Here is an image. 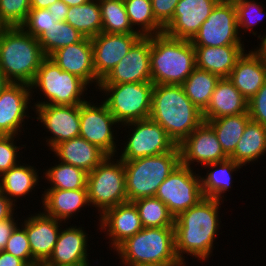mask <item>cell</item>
Listing matches in <instances>:
<instances>
[{
	"instance_id": "1",
	"label": "cell",
	"mask_w": 266,
	"mask_h": 266,
	"mask_svg": "<svg viewBox=\"0 0 266 266\" xmlns=\"http://www.w3.org/2000/svg\"><path fill=\"white\" fill-rule=\"evenodd\" d=\"M223 203L224 201L204 197L175 218V249L180 261L187 263V256H190L191 259L205 263L213 256L216 236L221 234L219 229L222 222L219 211Z\"/></svg>"
},
{
	"instance_id": "2",
	"label": "cell",
	"mask_w": 266,
	"mask_h": 266,
	"mask_svg": "<svg viewBox=\"0 0 266 266\" xmlns=\"http://www.w3.org/2000/svg\"><path fill=\"white\" fill-rule=\"evenodd\" d=\"M151 120L180 145L204 120L202 111L186 96L182 85L154 84Z\"/></svg>"
},
{
	"instance_id": "3",
	"label": "cell",
	"mask_w": 266,
	"mask_h": 266,
	"mask_svg": "<svg viewBox=\"0 0 266 266\" xmlns=\"http://www.w3.org/2000/svg\"><path fill=\"white\" fill-rule=\"evenodd\" d=\"M45 58L38 39L21 26L2 29L0 69L10 82L30 85Z\"/></svg>"
},
{
	"instance_id": "4",
	"label": "cell",
	"mask_w": 266,
	"mask_h": 266,
	"mask_svg": "<svg viewBox=\"0 0 266 266\" xmlns=\"http://www.w3.org/2000/svg\"><path fill=\"white\" fill-rule=\"evenodd\" d=\"M150 65L153 84L182 85L196 68L195 48L165 32L150 36Z\"/></svg>"
},
{
	"instance_id": "5",
	"label": "cell",
	"mask_w": 266,
	"mask_h": 266,
	"mask_svg": "<svg viewBox=\"0 0 266 266\" xmlns=\"http://www.w3.org/2000/svg\"><path fill=\"white\" fill-rule=\"evenodd\" d=\"M115 251L122 266L185 263L176 254L174 227L143 228Z\"/></svg>"
},
{
	"instance_id": "6",
	"label": "cell",
	"mask_w": 266,
	"mask_h": 266,
	"mask_svg": "<svg viewBox=\"0 0 266 266\" xmlns=\"http://www.w3.org/2000/svg\"><path fill=\"white\" fill-rule=\"evenodd\" d=\"M88 87L90 88L80 77L63 71L51 58L46 57L30 84L32 100L34 92L40 96L42 94V100L34 101L32 104L79 105L87 101Z\"/></svg>"
},
{
	"instance_id": "7",
	"label": "cell",
	"mask_w": 266,
	"mask_h": 266,
	"mask_svg": "<svg viewBox=\"0 0 266 266\" xmlns=\"http://www.w3.org/2000/svg\"><path fill=\"white\" fill-rule=\"evenodd\" d=\"M128 202L155 197L161 183L181 163L180 148L135 160H122Z\"/></svg>"
},
{
	"instance_id": "8",
	"label": "cell",
	"mask_w": 266,
	"mask_h": 266,
	"mask_svg": "<svg viewBox=\"0 0 266 266\" xmlns=\"http://www.w3.org/2000/svg\"><path fill=\"white\" fill-rule=\"evenodd\" d=\"M153 86L152 82L99 84L98 90L121 126L150 117Z\"/></svg>"
},
{
	"instance_id": "9",
	"label": "cell",
	"mask_w": 266,
	"mask_h": 266,
	"mask_svg": "<svg viewBox=\"0 0 266 266\" xmlns=\"http://www.w3.org/2000/svg\"><path fill=\"white\" fill-rule=\"evenodd\" d=\"M107 156L87 175L88 200L100 217L107 209L128 202L123 161Z\"/></svg>"
},
{
	"instance_id": "10",
	"label": "cell",
	"mask_w": 266,
	"mask_h": 266,
	"mask_svg": "<svg viewBox=\"0 0 266 266\" xmlns=\"http://www.w3.org/2000/svg\"><path fill=\"white\" fill-rule=\"evenodd\" d=\"M125 127L123 131L127 134L125 135L126 141L123 144L124 147L117 158L121 160H135L147 156H155L172 151L177 145L168 136L166 130L154 122L150 118L133 121L121 125Z\"/></svg>"
},
{
	"instance_id": "11",
	"label": "cell",
	"mask_w": 266,
	"mask_h": 266,
	"mask_svg": "<svg viewBox=\"0 0 266 266\" xmlns=\"http://www.w3.org/2000/svg\"><path fill=\"white\" fill-rule=\"evenodd\" d=\"M88 100L79 104L80 116V134L82 138L96 145L108 156H118L120 144L117 132L121 128L120 124L108 110L106 104L102 101ZM116 125V126H115ZM116 130H115V128ZM115 132V133H114ZM117 142V143H116Z\"/></svg>"
},
{
	"instance_id": "12",
	"label": "cell",
	"mask_w": 266,
	"mask_h": 266,
	"mask_svg": "<svg viewBox=\"0 0 266 266\" xmlns=\"http://www.w3.org/2000/svg\"><path fill=\"white\" fill-rule=\"evenodd\" d=\"M194 170L180 163L157 190L155 197L167 206L174 218L204 198L198 173L201 169Z\"/></svg>"
},
{
	"instance_id": "13",
	"label": "cell",
	"mask_w": 266,
	"mask_h": 266,
	"mask_svg": "<svg viewBox=\"0 0 266 266\" xmlns=\"http://www.w3.org/2000/svg\"><path fill=\"white\" fill-rule=\"evenodd\" d=\"M190 41L193 46L244 45L238 31L234 1L220 0Z\"/></svg>"
},
{
	"instance_id": "14",
	"label": "cell",
	"mask_w": 266,
	"mask_h": 266,
	"mask_svg": "<svg viewBox=\"0 0 266 266\" xmlns=\"http://www.w3.org/2000/svg\"><path fill=\"white\" fill-rule=\"evenodd\" d=\"M31 89L25 83L10 82L0 93V135L20 136L30 116ZM27 120V121H25ZM24 123V124H23ZM24 131V132H22Z\"/></svg>"
},
{
	"instance_id": "15",
	"label": "cell",
	"mask_w": 266,
	"mask_h": 266,
	"mask_svg": "<svg viewBox=\"0 0 266 266\" xmlns=\"http://www.w3.org/2000/svg\"><path fill=\"white\" fill-rule=\"evenodd\" d=\"M34 107V120L37 119L50 136H45L48 150L57 144L80 134L79 105H51ZM52 135V136H51ZM50 137V138H49Z\"/></svg>"
},
{
	"instance_id": "16",
	"label": "cell",
	"mask_w": 266,
	"mask_h": 266,
	"mask_svg": "<svg viewBox=\"0 0 266 266\" xmlns=\"http://www.w3.org/2000/svg\"><path fill=\"white\" fill-rule=\"evenodd\" d=\"M178 146L181 164L193 169L229 158L224 153L213 128L205 121Z\"/></svg>"
},
{
	"instance_id": "17",
	"label": "cell",
	"mask_w": 266,
	"mask_h": 266,
	"mask_svg": "<svg viewBox=\"0 0 266 266\" xmlns=\"http://www.w3.org/2000/svg\"><path fill=\"white\" fill-rule=\"evenodd\" d=\"M141 37L139 33L101 32L91 38L96 77L103 80Z\"/></svg>"
},
{
	"instance_id": "18",
	"label": "cell",
	"mask_w": 266,
	"mask_h": 266,
	"mask_svg": "<svg viewBox=\"0 0 266 266\" xmlns=\"http://www.w3.org/2000/svg\"><path fill=\"white\" fill-rule=\"evenodd\" d=\"M152 82L150 36L141 37L100 84Z\"/></svg>"
},
{
	"instance_id": "19",
	"label": "cell",
	"mask_w": 266,
	"mask_h": 266,
	"mask_svg": "<svg viewBox=\"0 0 266 266\" xmlns=\"http://www.w3.org/2000/svg\"><path fill=\"white\" fill-rule=\"evenodd\" d=\"M63 223L41 210L20 220L29 240L32 257L41 266L52 255Z\"/></svg>"
},
{
	"instance_id": "20",
	"label": "cell",
	"mask_w": 266,
	"mask_h": 266,
	"mask_svg": "<svg viewBox=\"0 0 266 266\" xmlns=\"http://www.w3.org/2000/svg\"><path fill=\"white\" fill-rule=\"evenodd\" d=\"M98 219V229L109 239L111 251L143 229L138 209L133 202H125L109 208Z\"/></svg>"
},
{
	"instance_id": "21",
	"label": "cell",
	"mask_w": 266,
	"mask_h": 266,
	"mask_svg": "<svg viewBox=\"0 0 266 266\" xmlns=\"http://www.w3.org/2000/svg\"><path fill=\"white\" fill-rule=\"evenodd\" d=\"M63 226L52 255L42 266H91L88 259L90 240L84 227Z\"/></svg>"
},
{
	"instance_id": "22",
	"label": "cell",
	"mask_w": 266,
	"mask_h": 266,
	"mask_svg": "<svg viewBox=\"0 0 266 266\" xmlns=\"http://www.w3.org/2000/svg\"><path fill=\"white\" fill-rule=\"evenodd\" d=\"M220 0H180L164 32L174 38L191 40Z\"/></svg>"
},
{
	"instance_id": "23",
	"label": "cell",
	"mask_w": 266,
	"mask_h": 266,
	"mask_svg": "<svg viewBox=\"0 0 266 266\" xmlns=\"http://www.w3.org/2000/svg\"><path fill=\"white\" fill-rule=\"evenodd\" d=\"M51 58L63 71L74 74L89 86L98 89L100 80L94 70L91 38L84 37L80 42L55 51Z\"/></svg>"
},
{
	"instance_id": "24",
	"label": "cell",
	"mask_w": 266,
	"mask_h": 266,
	"mask_svg": "<svg viewBox=\"0 0 266 266\" xmlns=\"http://www.w3.org/2000/svg\"><path fill=\"white\" fill-rule=\"evenodd\" d=\"M41 210L48 216L69 224L84 208L89 207L88 189H46L41 194ZM43 207V208H42ZM82 208V209H81ZM69 220V221H67Z\"/></svg>"
},
{
	"instance_id": "25",
	"label": "cell",
	"mask_w": 266,
	"mask_h": 266,
	"mask_svg": "<svg viewBox=\"0 0 266 266\" xmlns=\"http://www.w3.org/2000/svg\"><path fill=\"white\" fill-rule=\"evenodd\" d=\"M229 80L247 99H251L266 82V63L251 49L244 52L233 67Z\"/></svg>"
},
{
	"instance_id": "26",
	"label": "cell",
	"mask_w": 266,
	"mask_h": 266,
	"mask_svg": "<svg viewBox=\"0 0 266 266\" xmlns=\"http://www.w3.org/2000/svg\"><path fill=\"white\" fill-rule=\"evenodd\" d=\"M51 152L59 161L73 165L85 172H91L108 155L94 144L81 136L57 144Z\"/></svg>"
},
{
	"instance_id": "27",
	"label": "cell",
	"mask_w": 266,
	"mask_h": 266,
	"mask_svg": "<svg viewBox=\"0 0 266 266\" xmlns=\"http://www.w3.org/2000/svg\"><path fill=\"white\" fill-rule=\"evenodd\" d=\"M248 113V100L229 78H220L212 93L209 105L202 112L203 120Z\"/></svg>"
},
{
	"instance_id": "28",
	"label": "cell",
	"mask_w": 266,
	"mask_h": 266,
	"mask_svg": "<svg viewBox=\"0 0 266 266\" xmlns=\"http://www.w3.org/2000/svg\"><path fill=\"white\" fill-rule=\"evenodd\" d=\"M244 46H194L196 68L216 74L220 78H228L237 60L246 51Z\"/></svg>"
},
{
	"instance_id": "29",
	"label": "cell",
	"mask_w": 266,
	"mask_h": 266,
	"mask_svg": "<svg viewBox=\"0 0 266 266\" xmlns=\"http://www.w3.org/2000/svg\"><path fill=\"white\" fill-rule=\"evenodd\" d=\"M36 167L29 163L20 162L0 176V192H2L15 206L21 197L30 196L38 188L42 176ZM16 202V203H15Z\"/></svg>"
},
{
	"instance_id": "30",
	"label": "cell",
	"mask_w": 266,
	"mask_h": 266,
	"mask_svg": "<svg viewBox=\"0 0 266 266\" xmlns=\"http://www.w3.org/2000/svg\"><path fill=\"white\" fill-rule=\"evenodd\" d=\"M242 167V165L237 164L234 160L229 158L225 161L203 166L202 169L204 168L206 171L204 176H201L202 173L199 172L203 196L224 201L225 193L231 191V188H233V186H231L233 185V174L238 172Z\"/></svg>"
},
{
	"instance_id": "31",
	"label": "cell",
	"mask_w": 266,
	"mask_h": 266,
	"mask_svg": "<svg viewBox=\"0 0 266 266\" xmlns=\"http://www.w3.org/2000/svg\"><path fill=\"white\" fill-rule=\"evenodd\" d=\"M266 126L253 120L247 126L229 159L246 167L266 155Z\"/></svg>"
},
{
	"instance_id": "32",
	"label": "cell",
	"mask_w": 266,
	"mask_h": 266,
	"mask_svg": "<svg viewBox=\"0 0 266 266\" xmlns=\"http://www.w3.org/2000/svg\"><path fill=\"white\" fill-rule=\"evenodd\" d=\"M249 113H242L206 121L217 135L224 153L230 157L250 121Z\"/></svg>"
},
{
	"instance_id": "33",
	"label": "cell",
	"mask_w": 266,
	"mask_h": 266,
	"mask_svg": "<svg viewBox=\"0 0 266 266\" xmlns=\"http://www.w3.org/2000/svg\"><path fill=\"white\" fill-rule=\"evenodd\" d=\"M65 22L86 38L98 35L102 30L99 0H90L79 6L69 7Z\"/></svg>"
},
{
	"instance_id": "34",
	"label": "cell",
	"mask_w": 266,
	"mask_h": 266,
	"mask_svg": "<svg viewBox=\"0 0 266 266\" xmlns=\"http://www.w3.org/2000/svg\"><path fill=\"white\" fill-rule=\"evenodd\" d=\"M219 80L218 75L195 68L183 82L182 87L191 102L203 112L209 105Z\"/></svg>"
},
{
	"instance_id": "35",
	"label": "cell",
	"mask_w": 266,
	"mask_h": 266,
	"mask_svg": "<svg viewBox=\"0 0 266 266\" xmlns=\"http://www.w3.org/2000/svg\"><path fill=\"white\" fill-rule=\"evenodd\" d=\"M54 166L44 169L42 179L47 180V189L77 190L87 189V175L84 170L57 161Z\"/></svg>"
},
{
	"instance_id": "36",
	"label": "cell",
	"mask_w": 266,
	"mask_h": 266,
	"mask_svg": "<svg viewBox=\"0 0 266 266\" xmlns=\"http://www.w3.org/2000/svg\"><path fill=\"white\" fill-rule=\"evenodd\" d=\"M123 1L132 28L142 37L164 32V27L154 17L151 0Z\"/></svg>"
},
{
	"instance_id": "37",
	"label": "cell",
	"mask_w": 266,
	"mask_h": 266,
	"mask_svg": "<svg viewBox=\"0 0 266 266\" xmlns=\"http://www.w3.org/2000/svg\"><path fill=\"white\" fill-rule=\"evenodd\" d=\"M84 36L65 21L55 22L37 38L46 57L68 45L80 42Z\"/></svg>"
},
{
	"instance_id": "38",
	"label": "cell",
	"mask_w": 266,
	"mask_h": 266,
	"mask_svg": "<svg viewBox=\"0 0 266 266\" xmlns=\"http://www.w3.org/2000/svg\"><path fill=\"white\" fill-rule=\"evenodd\" d=\"M104 33H137L131 26L123 0H99Z\"/></svg>"
},
{
	"instance_id": "39",
	"label": "cell",
	"mask_w": 266,
	"mask_h": 266,
	"mask_svg": "<svg viewBox=\"0 0 266 266\" xmlns=\"http://www.w3.org/2000/svg\"><path fill=\"white\" fill-rule=\"evenodd\" d=\"M138 209L143 228L174 227V216L156 197L141 198L133 202Z\"/></svg>"
},
{
	"instance_id": "40",
	"label": "cell",
	"mask_w": 266,
	"mask_h": 266,
	"mask_svg": "<svg viewBox=\"0 0 266 266\" xmlns=\"http://www.w3.org/2000/svg\"><path fill=\"white\" fill-rule=\"evenodd\" d=\"M236 11H237V26L239 35L242 38L244 32L249 31L250 33L257 36V31H254V26L266 17L265 5L258 0H233ZM262 4V5H261ZM243 29V30H242ZM243 31V32H241ZM242 33V34H241Z\"/></svg>"
},
{
	"instance_id": "41",
	"label": "cell",
	"mask_w": 266,
	"mask_h": 266,
	"mask_svg": "<svg viewBox=\"0 0 266 266\" xmlns=\"http://www.w3.org/2000/svg\"><path fill=\"white\" fill-rule=\"evenodd\" d=\"M4 251L22 259L28 266H41L31 254L25 228L19 223L9 237Z\"/></svg>"
},
{
	"instance_id": "42",
	"label": "cell",
	"mask_w": 266,
	"mask_h": 266,
	"mask_svg": "<svg viewBox=\"0 0 266 266\" xmlns=\"http://www.w3.org/2000/svg\"><path fill=\"white\" fill-rule=\"evenodd\" d=\"M30 9V0H0V22L5 27L21 26Z\"/></svg>"
},
{
	"instance_id": "43",
	"label": "cell",
	"mask_w": 266,
	"mask_h": 266,
	"mask_svg": "<svg viewBox=\"0 0 266 266\" xmlns=\"http://www.w3.org/2000/svg\"><path fill=\"white\" fill-rule=\"evenodd\" d=\"M17 139L19 140L20 137L14 135H0V176L19 164L23 159L22 154H20L23 152L19 151L22 150L25 145L21 144V146H17Z\"/></svg>"
},
{
	"instance_id": "44",
	"label": "cell",
	"mask_w": 266,
	"mask_h": 266,
	"mask_svg": "<svg viewBox=\"0 0 266 266\" xmlns=\"http://www.w3.org/2000/svg\"><path fill=\"white\" fill-rule=\"evenodd\" d=\"M55 22H57V19L47 8H31L21 27L34 38H38L45 29L54 25Z\"/></svg>"
},
{
	"instance_id": "45",
	"label": "cell",
	"mask_w": 266,
	"mask_h": 266,
	"mask_svg": "<svg viewBox=\"0 0 266 266\" xmlns=\"http://www.w3.org/2000/svg\"><path fill=\"white\" fill-rule=\"evenodd\" d=\"M250 119L266 126V82L257 93L248 100Z\"/></svg>"
},
{
	"instance_id": "46",
	"label": "cell",
	"mask_w": 266,
	"mask_h": 266,
	"mask_svg": "<svg viewBox=\"0 0 266 266\" xmlns=\"http://www.w3.org/2000/svg\"><path fill=\"white\" fill-rule=\"evenodd\" d=\"M180 0H151L155 19L164 27L173 17Z\"/></svg>"
},
{
	"instance_id": "47",
	"label": "cell",
	"mask_w": 266,
	"mask_h": 266,
	"mask_svg": "<svg viewBox=\"0 0 266 266\" xmlns=\"http://www.w3.org/2000/svg\"><path fill=\"white\" fill-rule=\"evenodd\" d=\"M15 215L16 213L11 218L0 222V251L4 250V248L6 247L7 241L9 237L11 236V233L13 232L15 227L18 225V223H20L18 222V220L20 221V218L16 219L18 217Z\"/></svg>"
},
{
	"instance_id": "48",
	"label": "cell",
	"mask_w": 266,
	"mask_h": 266,
	"mask_svg": "<svg viewBox=\"0 0 266 266\" xmlns=\"http://www.w3.org/2000/svg\"><path fill=\"white\" fill-rule=\"evenodd\" d=\"M15 206L2 192H0V222L11 218L15 214Z\"/></svg>"
},
{
	"instance_id": "49",
	"label": "cell",
	"mask_w": 266,
	"mask_h": 266,
	"mask_svg": "<svg viewBox=\"0 0 266 266\" xmlns=\"http://www.w3.org/2000/svg\"><path fill=\"white\" fill-rule=\"evenodd\" d=\"M50 13H53L57 22H62L66 20V15L69 11V6H67L62 0H58L47 8Z\"/></svg>"
},
{
	"instance_id": "50",
	"label": "cell",
	"mask_w": 266,
	"mask_h": 266,
	"mask_svg": "<svg viewBox=\"0 0 266 266\" xmlns=\"http://www.w3.org/2000/svg\"><path fill=\"white\" fill-rule=\"evenodd\" d=\"M0 266H28L22 259L7 252L0 251Z\"/></svg>"
},
{
	"instance_id": "51",
	"label": "cell",
	"mask_w": 266,
	"mask_h": 266,
	"mask_svg": "<svg viewBox=\"0 0 266 266\" xmlns=\"http://www.w3.org/2000/svg\"><path fill=\"white\" fill-rule=\"evenodd\" d=\"M265 34H258V38L261 39L260 43L258 44L259 46H257L256 48H253L252 50L266 63V29L264 30Z\"/></svg>"
},
{
	"instance_id": "52",
	"label": "cell",
	"mask_w": 266,
	"mask_h": 266,
	"mask_svg": "<svg viewBox=\"0 0 266 266\" xmlns=\"http://www.w3.org/2000/svg\"><path fill=\"white\" fill-rule=\"evenodd\" d=\"M58 0H30V8L43 9L48 8Z\"/></svg>"
},
{
	"instance_id": "53",
	"label": "cell",
	"mask_w": 266,
	"mask_h": 266,
	"mask_svg": "<svg viewBox=\"0 0 266 266\" xmlns=\"http://www.w3.org/2000/svg\"><path fill=\"white\" fill-rule=\"evenodd\" d=\"M67 6H79L81 4L87 3L90 0H62Z\"/></svg>"
},
{
	"instance_id": "54",
	"label": "cell",
	"mask_w": 266,
	"mask_h": 266,
	"mask_svg": "<svg viewBox=\"0 0 266 266\" xmlns=\"http://www.w3.org/2000/svg\"><path fill=\"white\" fill-rule=\"evenodd\" d=\"M10 83V81L6 78L2 70L0 69V93L2 90Z\"/></svg>"
},
{
	"instance_id": "55",
	"label": "cell",
	"mask_w": 266,
	"mask_h": 266,
	"mask_svg": "<svg viewBox=\"0 0 266 266\" xmlns=\"http://www.w3.org/2000/svg\"><path fill=\"white\" fill-rule=\"evenodd\" d=\"M137 266H187V263H159V264H141Z\"/></svg>"
},
{
	"instance_id": "56",
	"label": "cell",
	"mask_w": 266,
	"mask_h": 266,
	"mask_svg": "<svg viewBox=\"0 0 266 266\" xmlns=\"http://www.w3.org/2000/svg\"><path fill=\"white\" fill-rule=\"evenodd\" d=\"M5 26L0 22V33Z\"/></svg>"
}]
</instances>
